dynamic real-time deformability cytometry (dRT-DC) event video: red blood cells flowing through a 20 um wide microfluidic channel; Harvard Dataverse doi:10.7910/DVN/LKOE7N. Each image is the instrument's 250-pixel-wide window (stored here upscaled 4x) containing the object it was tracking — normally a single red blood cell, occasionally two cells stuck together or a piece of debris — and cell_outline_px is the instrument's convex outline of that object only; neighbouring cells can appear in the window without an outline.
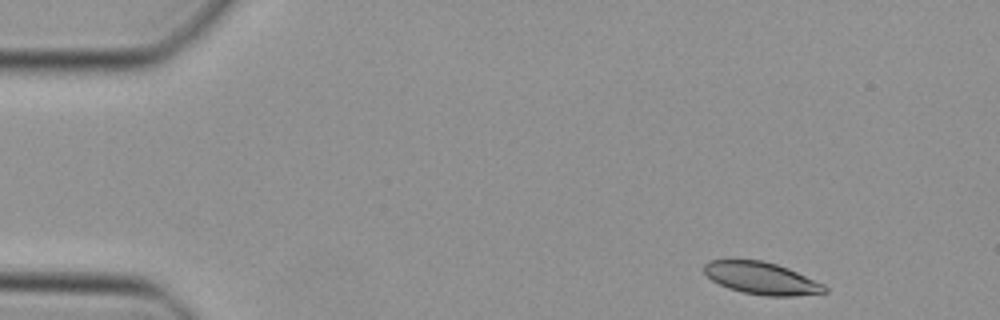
{"species": "Egyptian fruit bat (a non-hibernating species)", "species_latin": "Rousettus aegyptiacus", "temperature_condition": "cold", "stored_images_in_passage": 43, "camera_frame_rate_fps": 3000, "um_per_image_px": 0.085, "animal": {"sex": "female"}, "frame": {"image": 1, "passage_image": 1, "time_ms": 0.0, "image_size_px": [1000, 320], "cell_outline_px": [[828, 292], [792, 296], [764, 296], [744, 292], [728, 288], [712, 280], [704, 272], [704, 264], [708, 260], [764, 260], [788, 268], [824, 284], [828, 288]], "centroid_in_image_um": [64.74, 23.65], "position_along_channel_um": 20.3, "area_um2": 22.54}}
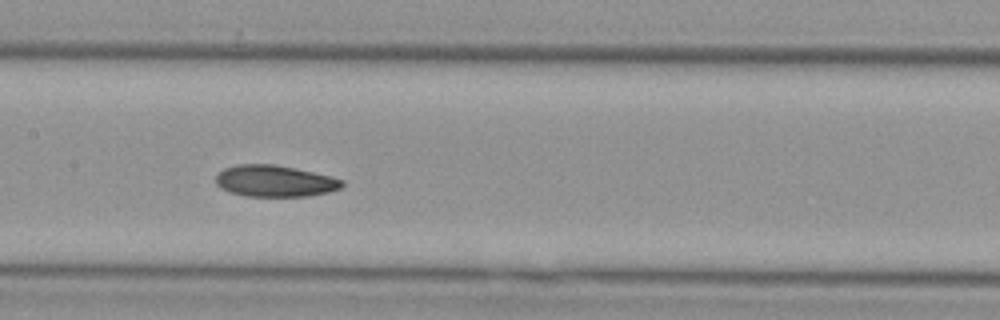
{"frame": {"image": 2, "passage_image": 19, "time_ms": 6.0, "image_size_px": [1000, 320], "cell_outline_px": [[344, 184], [340, 188], [328, 192], [308, 196], [244, 196], [228, 192], [220, 188], [216, 184], [216, 176], [224, 168], [236, 164], [272, 164], [332, 176], [344, 180]], "centroid_in_image_um": [23.33, 15.39], "position_along_channel_um": 184.1, "area_um2": 23.18}}
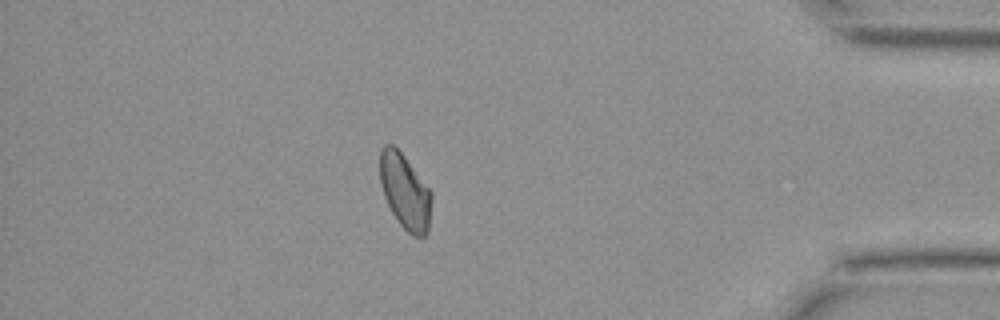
{"frame": {"image": 3, "passage_image": 37, "time_ms": 12.0, "image_size_px": [1000, 320], "cell_outline_px": [[432, 200], [428, 232], [424, 236], [412, 236], [400, 224], [392, 212], [384, 196], [380, 184], [380, 148], [384, 144], [392, 144], [404, 156], [432, 192]], "centroid_in_image_um": [34.42, 16.28], "position_along_channel_um": 400.8, "area_um2": 22.54}}